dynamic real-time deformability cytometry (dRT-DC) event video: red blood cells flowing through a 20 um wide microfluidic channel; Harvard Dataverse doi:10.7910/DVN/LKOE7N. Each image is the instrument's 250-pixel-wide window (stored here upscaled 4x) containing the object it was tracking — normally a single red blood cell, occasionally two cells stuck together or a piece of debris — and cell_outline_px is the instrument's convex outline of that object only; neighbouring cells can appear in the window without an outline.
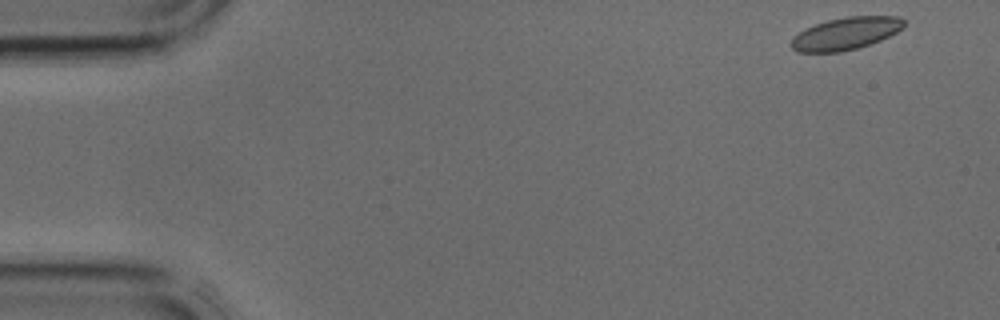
{"species": "common noctule bat (a hibernating species)", "species_latin": "Nyctalus noctula", "temperature_condition": "cold", "stored_images_in_passage": 3, "camera_frame_rate_fps": 3000, "um_per_image_px": 0.085, "animal": {"sex": "male", "body_mass_g": 17.9, "forearm_length_mm": 54.2}, "frame": {"image": 1, "passage_image": 1, "time_ms": 0.0, "image_size_px": [1000, 320], "cell_outline_px": [[904, 28], [880, 40], [856, 48], [840, 52], [796, 52], [792, 48], [792, 36], [804, 28], [828, 20], [848, 16], [900, 16], [904, 20]], "centroid_in_image_um": [71.87, 2.84], "position_along_channel_um": 13.1, "area_um2": 21.21}}